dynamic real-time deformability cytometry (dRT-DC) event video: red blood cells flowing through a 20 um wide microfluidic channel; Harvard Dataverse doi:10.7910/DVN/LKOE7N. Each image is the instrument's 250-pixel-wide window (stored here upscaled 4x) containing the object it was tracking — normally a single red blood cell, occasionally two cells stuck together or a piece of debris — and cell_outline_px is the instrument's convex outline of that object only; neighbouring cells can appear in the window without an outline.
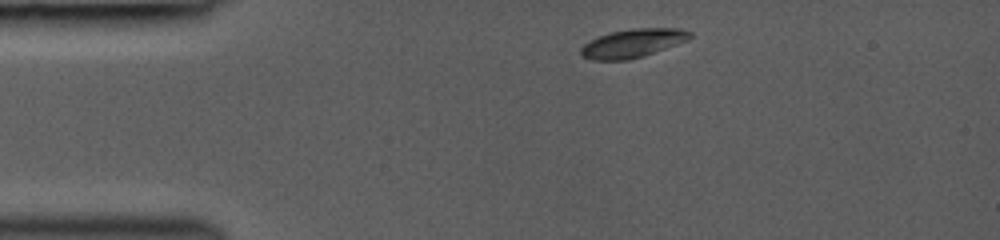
{"species": "common noctule bat (a hibernating species)", "species_latin": "Nyctalus noctula", "temperature_condition": "room temperature", "stored_images_in_passage": 4, "camera_frame_rate_fps": 3000, "um_per_image_px": 0.085, "animal": {"sex": "female", "body_mass_g": 19.0, "forearm_length_mm": 53.3}, "frame": {"image": 1, "passage_image": 1, "time_ms": 0.0, "image_size_px": [1000, 240], "cell_outline_px": [[692, 36], [688, 40], [644, 56], [628, 60], [592, 60], [580, 56], [580, 48], [588, 40], [612, 32], [632, 28], [680, 28], [692, 32]], "centroid_in_image_um": [53.77, 3.68], "position_along_channel_um": 31.2, "area_um2": 18.26}}
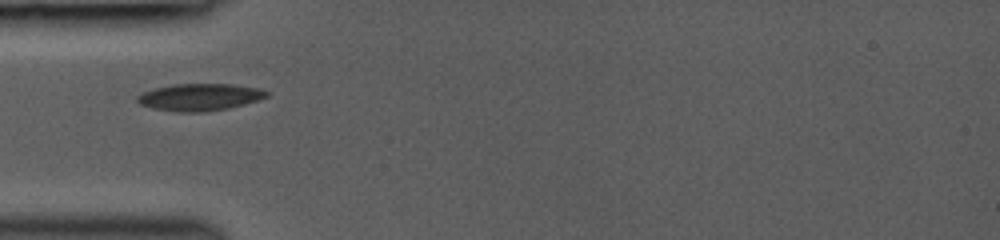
{"frame": {"image": 2, "passage_image": 3, "time_ms": 0.667, "image_size_px": [1000, 240], "cell_outline_px": [[268, 96], [244, 104], [228, 108], [204, 112], [176, 112], [152, 108], [140, 104], [136, 100], [136, 96], [144, 92], [156, 88], [172, 84], [232, 84], [256, 88], [268, 92]], "centroid_in_image_um": [16.93, 8.26], "position_along_channel_um": 68.1, "area_um2": 20.23}}